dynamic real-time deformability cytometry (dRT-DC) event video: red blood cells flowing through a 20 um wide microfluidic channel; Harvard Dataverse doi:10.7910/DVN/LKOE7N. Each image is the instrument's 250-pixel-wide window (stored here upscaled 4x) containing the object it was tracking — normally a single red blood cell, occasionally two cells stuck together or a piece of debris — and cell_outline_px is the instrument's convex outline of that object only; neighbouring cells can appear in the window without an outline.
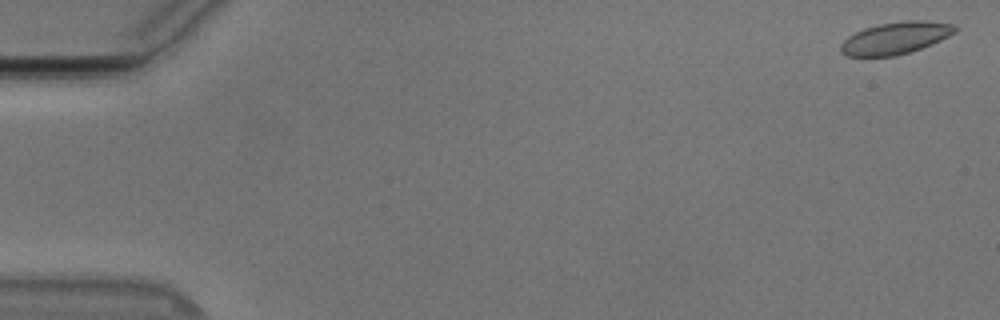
{"species": "Egyptian fruit bat (a non-hibernating species)", "species_latin": "Rousettus aegyptiacus", "temperature_condition": "cold", "stored_images_in_passage": 56, "camera_frame_rate_fps": 3000, "um_per_image_px": 0.085, "animal": {"sex": "male"}, "frame": {"image": 1, "passage_image": 2, "time_ms": 0.333, "image_size_px": [1000, 320], "cell_outline_px": [[956, 32], [932, 44], [896, 56], [848, 56], [840, 52], [840, 44], [848, 36], [864, 28], [880, 24], [904, 20], [924, 20], [956, 24]], "centroid_in_image_um": [76.12, 3.22], "position_along_channel_um": 8.9, "area_um2": 21.33}}
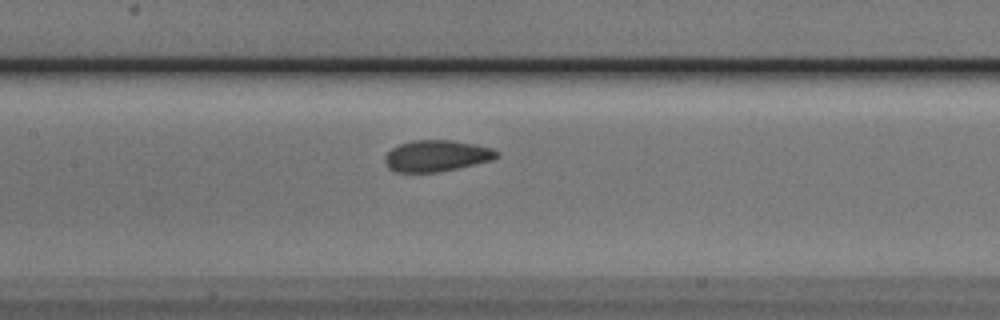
{"frame": {"image": 2, "passage_image": 27, "time_ms": 8.667, "image_size_px": [1000, 320], "cell_outline_px": [[500, 156], [492, 160], [440, 172], [396, 172], [388, 168], [384, 160], [384, 156], [392, 148], [400, 144], [412, 140], [452, 140], [476, 144], [492, 148], [500, 152]], "centroid_in_image_um": [37.12, 13.24], "position_along_channel_um": 170.3, "area_um2": 20.58}}
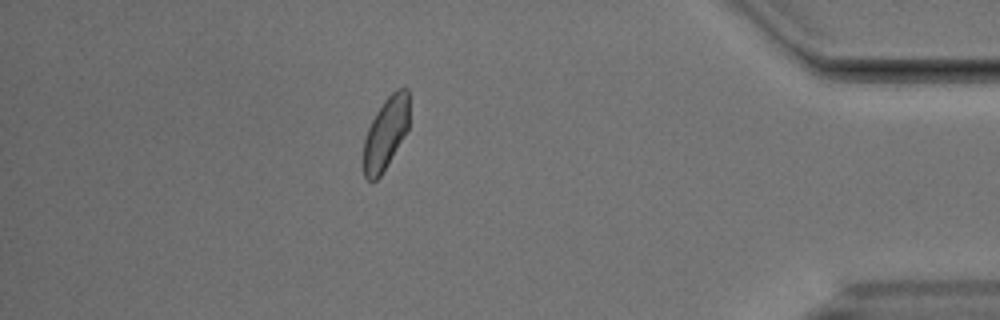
{"frame": {"image": 3, "passage_image": 49, "time_ms": 16.0, "image_size_px": [1000, 320], "cell_outline_px": [[408, 128], [380, 176], [376, 180], [368, 180], [364, 176], [364, 140], [368, 128], [376, 112], [384, 100], [396, 88], [408, 88]], "centroid_in_image_um": [32.78, 11.29], "position_along_channel_um": 402.4, "area_um2": 18.73}, "authors_computed_cell_mechanics": {"area_um2": 20.8369, "velocity_mm_per_s": 3.7294, "shape_relaxation_time_tau1_ms": 4.6887, "shape_relaxation_time_tau2_ms": 1.0149, "deformation_change_tau1": 0.087, "deformation_change_tau2": 0.0327}}